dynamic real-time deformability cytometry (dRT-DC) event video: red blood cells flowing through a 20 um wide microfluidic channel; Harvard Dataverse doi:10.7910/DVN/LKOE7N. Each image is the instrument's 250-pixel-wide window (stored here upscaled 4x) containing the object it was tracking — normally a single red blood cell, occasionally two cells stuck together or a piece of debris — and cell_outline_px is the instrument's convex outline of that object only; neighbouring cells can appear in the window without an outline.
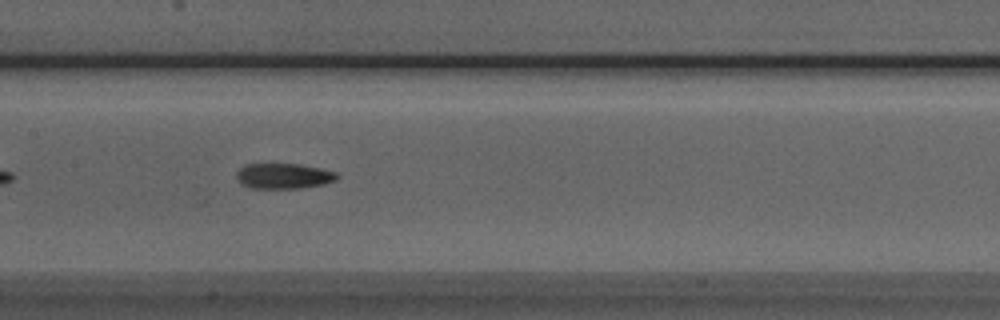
{"species": "Egyptian fruit bat (a non-hibernating species)", "species_latin": "Rousettus aegyptiacus", "temperature_condition": "room temperature", "stored_images_in_passage": 38, "camera_frame_rate_fps": 3000, "um_per_image_px": 0.085, "animal": {"sex": "male"}, "frame": {"image": 1, "passage_image": 12, "time_ms": 3.667, "image_size_px": [1000, 320], "cell_outline_px": [[340, 176], [336, 180], [324, 184], [300, 188], [248, 188], [240, 184], [236, 180], [236, 172], [244, 164], [300, 164], [320, 168], [336, 172]], "centroid_in_image_um": [24.08, 14.96], "position_along_channel_um": 183.3, "area_um2": 15.09}}
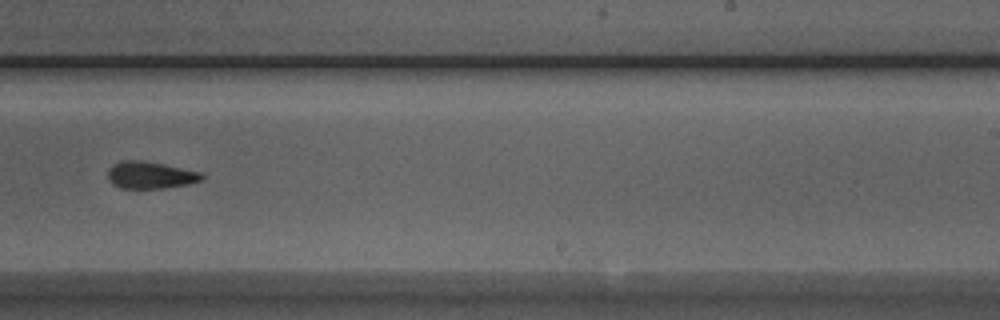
{"frame": {"image": 2, "passage_image": 19, "time_ms": 6.0, "image_size_px": [1000, 320], "cell_outline_px": [[204, 180], [188, 184], [164, 188], [120, 188], [112, 184], [108, 180], [108, 168], [112, 164], [120, 160], [140, 160], [164, 164], [200, 172], [204, 176]], "centroid_in_image_um": [12.75, 14.88], "position_along_channel_um": 276.3, "area_um2": 14.97}}
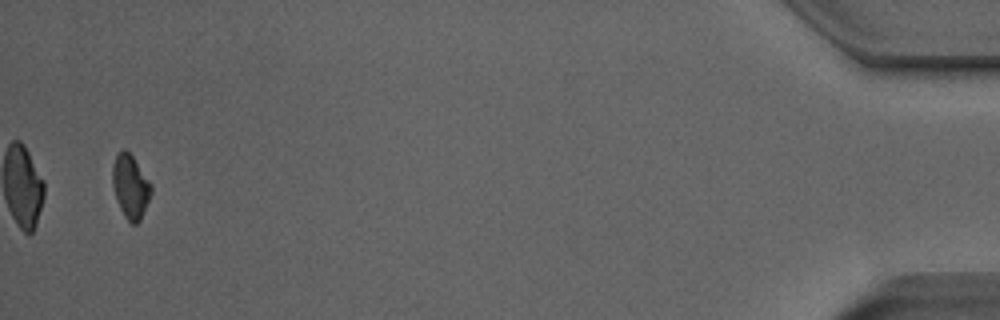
{"frame": {"image": 3, "passage_image": 37, "time_ms": 12.0, "image_size_px": [1000, 320], "cell_outline_px": [[152, 192], [140, 220], [136, 224], [132, 224], [124, 216], [120, 208], [112, 184], [112, 164], [116, 156], [124, 148], [132, 156], [152, 184]], "centroid_in_image_um": [11.09, 15.85], "position_along_channel_um": 424.1, "area_um2": 14.16}, "authors_computed_cell_mechanics": {"area_um2": 15.1436, "velocity_mm_per_s": 3.9966, "shape_relaxation_time_tau1_ms": 3.8989, "shape_relaxation_time_tau2_ms": 3.7405, "deformation_change_tau1": 0.1606, "deformation_change_tau2": 0.1311}}